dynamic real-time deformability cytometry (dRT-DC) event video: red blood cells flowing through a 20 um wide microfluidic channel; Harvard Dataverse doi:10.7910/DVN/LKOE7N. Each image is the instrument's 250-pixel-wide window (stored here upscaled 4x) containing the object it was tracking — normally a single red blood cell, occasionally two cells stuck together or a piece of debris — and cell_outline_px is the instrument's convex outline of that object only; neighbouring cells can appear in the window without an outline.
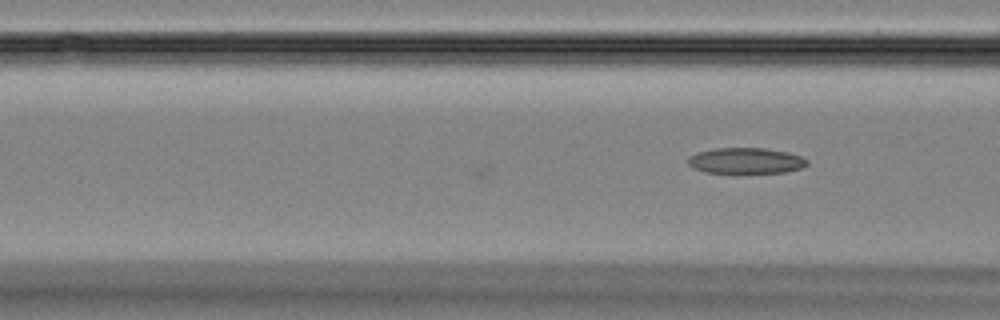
{"species": "Egyptian fruit bat (a non-hibernating species)", "species_latin": "Rousettus aegyptiacus", "temperature_condition": "room temperature", "stored_images_in_passage": 24, "camera_frame_rate_fps": 3000, "um_per_image_px": 0.085, "animal": {"sex": "female"}, "frame": {"image": 1, "passage_image": 24, "time_ms": 7.667, "image_size_px": [1000, 320], "cell_outline_px": [[808, 164], [800, 168], [784, 172], [704, 172], [692, 168], [688, 164], [688, 156], [696, 152], [716, 148], [764, 148], [788, 152], [800, 156], [808, 160]], "centroid_in_image_um": [63.36, 13.65], "position_along_channel_um": 103.2, "area_um2": 17.8}}